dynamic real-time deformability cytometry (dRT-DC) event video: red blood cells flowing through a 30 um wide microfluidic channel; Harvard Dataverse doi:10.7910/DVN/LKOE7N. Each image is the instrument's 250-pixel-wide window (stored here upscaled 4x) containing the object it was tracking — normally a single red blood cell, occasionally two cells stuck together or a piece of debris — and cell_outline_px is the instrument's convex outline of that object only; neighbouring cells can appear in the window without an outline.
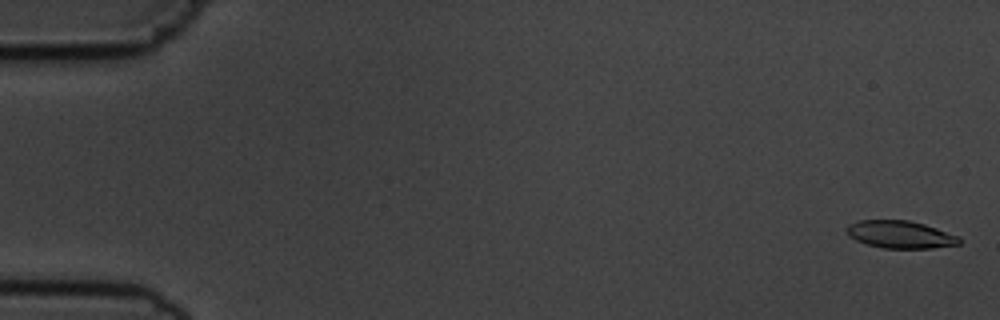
{"species": "common noctule bat (a hibernating species)", "species_latin": "Nyctalus noctula", "temperature_condition": "cold", "stored_images_in_passage": 56, "camera_frame_rate_fps": 3000, "um_per_image_px": 0.085, "animal": {"sex": "male", "body_mass_g": 19.5, "forearm_length_mm": 54.6}, "frame": {"image": 1, "passage_image": 2, "time_ms": 0.333, "image_size_px": [1000, 320], "cell_outline_px": [[960, 244], [932, 248], [884, 248], [868, 244], [856, 240], [848, 236], [844, 228], [848, 224], [856, 220], [908, 220], [924, 224], [960, 236]], "centroid_in_image_um": [76.49, 19.92], "position_along_channel_um": 8.5, "area_um2": 18.15}}
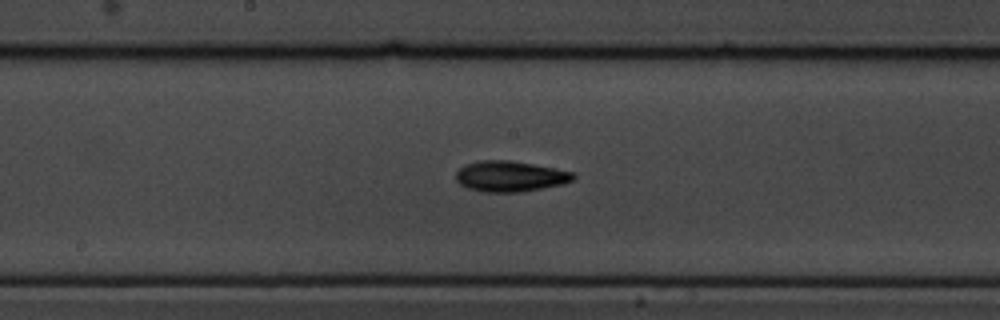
{"frame": {"image": 2, "passage_image": 30, "time_ms": 9.667, "image_size_px": [1000, 320], "cell_outline_px": [[576, 176], [572, 180], [564, 184], [520, 192], [484, 192], [468, 188], [460, 184], [456, 180], [456, 172], [464, 164], [480, 160], [508, 160], [532, 164], [576, 172]], "centroid_in_image_um": [43.36, 14.98], "position_along_channel_um": 204.8, "area_um2": 21.04}}
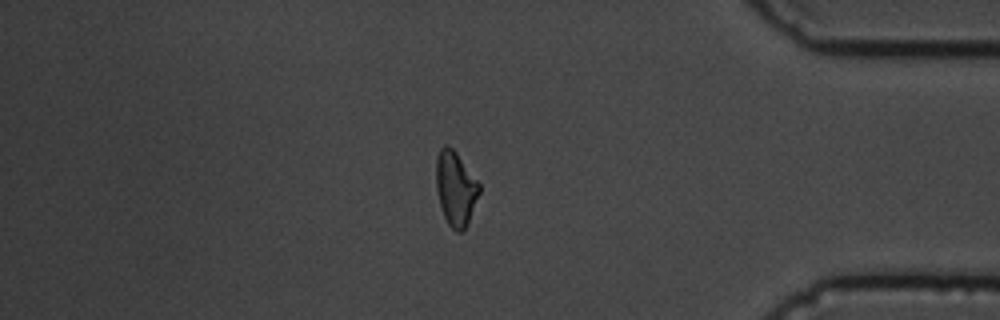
{"frame": {"image": 3, "passage_image": 48, "time_ms": 15.667, "image_size_px": [1000, 320], "cell_outline_px": [[480, 192], [468, 224], [464, 232], [456, 232], [448, 224], [444, 216], [440, 204], [436, 188], [436, 156], [440, 148], [444, 144], [448, 144], [456, 152], [480, 184]], "centroid_in_image_um": [38.72, 16.02], "position_along_channel_um": 396.5, "area_um2": 18.84}, "authors_computed_cell_mechanics": {"area_um2": 18.8428, "velocity_mm_per_s": 3.6669, "shape_relaxation_time_tau1_ms": 2.5571, "shape_relaxation_time_tau2_ms": 11.3476, "deformation_change_tau1": 0.1152, "deformation_change_tau2": 0.2202}}